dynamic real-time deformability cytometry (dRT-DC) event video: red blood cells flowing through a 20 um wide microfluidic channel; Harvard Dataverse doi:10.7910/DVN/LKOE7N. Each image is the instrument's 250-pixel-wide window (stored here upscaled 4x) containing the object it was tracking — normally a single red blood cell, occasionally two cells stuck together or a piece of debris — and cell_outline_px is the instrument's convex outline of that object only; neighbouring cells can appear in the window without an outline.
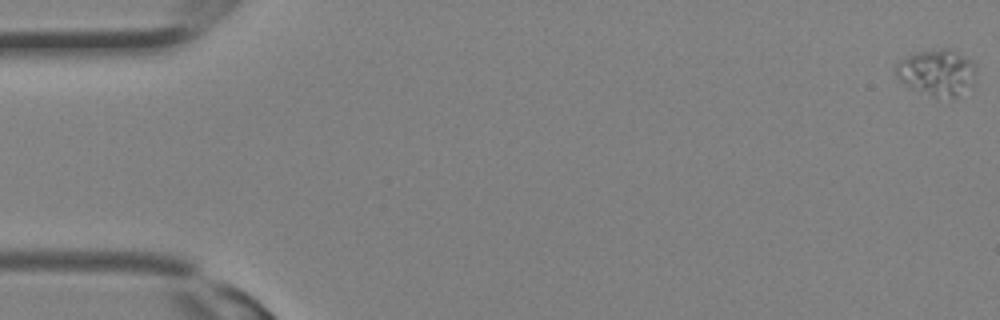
{"species": "Egyptian fruit bat (a non-hibernating species)", "species_latin": "Rousettus aegyptiacus", "temperature_condition": "room temperature", "stored_images_in_passage": 33, "camera_frame_rate_fps": 3000, "um_per_image_px": 0.085, "animal": {"sex": "female"}, "frame": {"image": 1, "passage_image": 1, "time_ms": 0.0, "image_size_px": [1000, 320], "cell_outline_px": [[976, 68], [972, 88], [952, 100], [932, 96], [908, 88], [896, 76], [896, 64], [900, 60], [912, 52], [944, 48], [952, 48], [972, 60], [976, 64]], "centroid_in_image_um": [79.68, 6.17], "position_along_channel_um": 5.3, "area_um2": 22.48}}
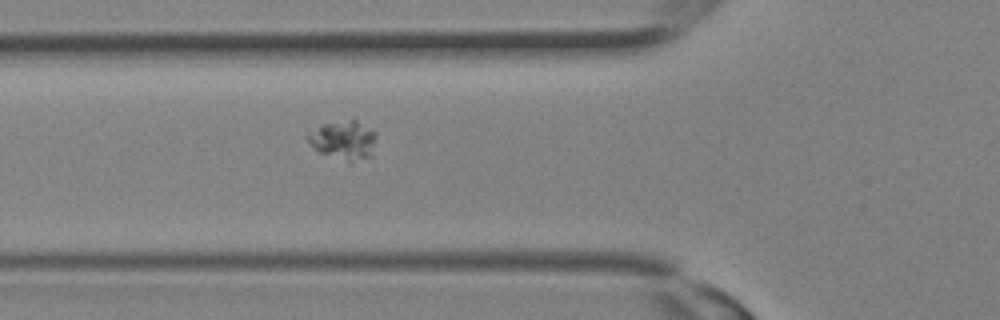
{"frame": {"image": 2, "passage_image": 13, "time_ms": 4.0, "image_size_px": [1000, 320], "cell_outline_px": [[376, 136], [372, 156], [348, 164], [320, 152], [304, 136], [308, 132], [324, 124], [352, 120], [356, 120], [372, 128], [376, 132]], "centroid_in_image_um": [29.24, 11.94], "position_along_channel_um": 96.6, "area_um2": 15.66}}
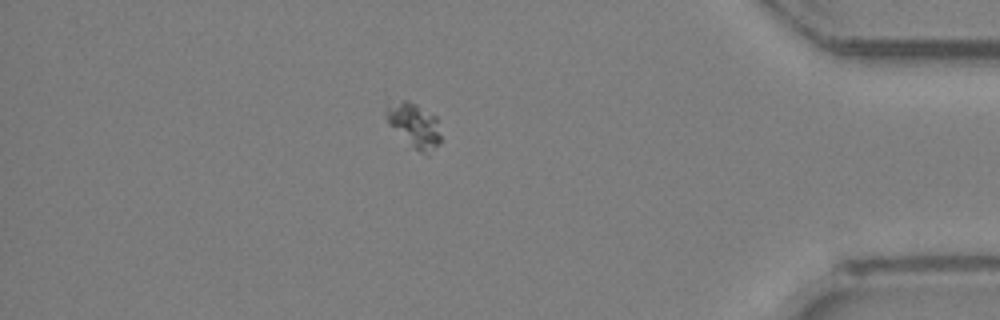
{"frame": {"image": 3, "passage_image": 29, "time_ms": 9.333, "image_size_px": [1000, 320], "cell_outline_px": [[440, 144], [428, 156], [420, 152], [388, 124], [388, 108], [404, 100], [408, 100], [416, 104], [436, 116], [440, 136]], "centroid_in_image_um": [35.3, 10.7], "position_along_channel_um": 399.9, "area_um2": 13.47}}